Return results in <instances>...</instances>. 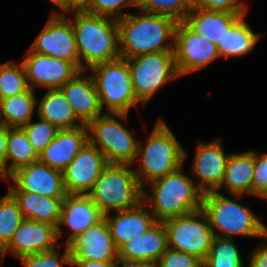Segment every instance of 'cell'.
<instances>
[{
  "label": "cell",
  "mask_w": 267,
  "mask_h": 267,
  "mask_svg": "<svg viewBox=\"0 0 267 267\" xmlns=\"http://www.w3.org/2000/svg\"><path fill=\"white\" fill-rule=\"evenodd\" d=\"M138 14L129 13L117 20L120 56L127 59L142 54L174 51L177 21L166 15L140 10ZM166 40H170L168 45L164 43Z\"/></svg>",
  "instance_id": "6da1fadb"
},
{
  "label": "cell",
  "mask_w": 267,
  "mask_h": 267,
  "mask_svg": "<svg viewBox=\"0 0 267 267\" xmlns=\"http://www.w3.org/2000/svg\"><path fill=\"white\" fill-rule=\"evenodd\" d=\"M69 20L73 25L81 71L121 57L117 20L86 11L74 12Z\"/></svg>",
  "instance_id": "7a4b0ae2"
},
{
  "label": "cell",
  "mask_w": 267,
  "mask_h": 267,
  "mask_svg": "<svg viewBox=\"0 0 267 267\" xmlns=\"http://www.w3.org/2000/svg\"><path fill=\"white\" fill-rule=\"evenodd\" d=\"M140 157V159H139ZM138 169L134 170L141 187L167 176L182 167L187 153L169 126L159 119L144 146L138 144Z\"/></svg>",
  "instance_id": "3957f363"
},
{
  "label": "cell",
  "mask_w": 267,
  "mask_h": 267,
  "mask_svg": "<svg viewBox=\"0 0 267 267\" xmlns=\"http://www.w3.org/2000/svg\"><path fill=\"white\" fill-rule=\"evenodd\" d=\"M181 170L151 182L152 196L143 190V202L153 205L151 212L159 222L201 209L203 193Z\"/></svg>",
  "instance_id": "277c9868"
},
{
  "label": "cell",
  "mask_w": 267,
  "mask_h": 267,
  "mask_svg": "<svg viewBox=\"0 0 267 267\" xmlns=\"http://www.w3.org/2000/svg\"><path fill=\"white\" fill-rule=\"evenodd\" d=\"M201 209L207 215L214 237L233 239V235H242L267 238V225L249 207L227 198L219 191L203 193ZM215 230L219 232L215 233Z\"/></svg>",
  "instance_id": "5b68a950"
},
{
  "label": "cell",
  "mask_w": 267,
  "mask_h": 267,
  "mask_svg": "<svg viewBox=\"0 0 267 267\" xmlns=\"http://www.w3.org/2000/svg\"><path fill=\"white\" fill-rule=\"evenodd\" d=\"M131 165L108 164L87 194L103 215L132 209L143 201V188Z\"/></svg>",
  "instance_id": "8992f818"
},
{
  "label": "cell",
  "mask_w": 267,
  "mask_h": 267,
  "mask_svg": "<svg viewBox=\"0 0 267 267\" xmlns=\"http://www.w3.org/2000/svg\"><path fill=\"white\" fill-rule=\"evenodd\" d=\"M99 98L101 110L107 106V113L127 118L129 109L139 102L133 90L131 73L127 59H118L100 63L90 68Z\"/></svg>",
  "instance_id": "52a82bcc"
},
{
  "label": "cell",
  "mask_w": 267,
  "mask_h": 267,
  "mask_svg": "<svg viewBox=\"0 0 267 267\" xmlns=\"http://www.w3.org/2000/svg\"><path fill=\"white\" fill-rule=\"evenodd\" d=\"M87 129L88 141L103 153L108 164L132 165L137 160L139 143L111 113L91 120Z\"/></svg>",
  "instance_id": "ba28073f"
},
{
  "label": "cell",
  "mask_w": 267,
  "mask_h": 267,
  "mask_svg": "<svg viewBox=\"0 0 267 267\" xmlns=\"http://www.w3.org/2000/svg\"><path fill=\"white\" fill-rule=\"evenodd\" d=\"M136 99L145 105L167 82L180 77L173 51L148 53L127 58Z\"/></svg>",
  "instance_id": "9c48e42d"
},
{
  "label": "cell",
  "mask_w": 267,
  "mask_h": 267,
  "mask_svg": "<svg viewBox=\"0 0 267 267\" xmlns=\"http://www.w3.org/2000/svg\"><path fill=\"white\" fill-rule=\"evenodd\" d=\"M168 247L194 255L204 261L214 238L207 215L202 209L163 221Z\"/></svg>",
  "instance_id": "30bf717a"
},
{
  "label": "cell",
  "mask_w": 267,
  "mask_h": 267,
  "mask_svg": "<svg viewBox=\"0 0 267 267\" xmlns=\"http://www.w3.org/2000/svg\"><path fill=\"white\" fill-rule=\"evenodd\" d=\"M173 53L179 76L200 70L220 58L217 46L197 34L184 21L177 22Z\"/></svg>",
  "instance_id": "8fae6325"
},
{
  "label": "cell",
  "mask_w": 267,
  "mask_h": 267,
  "mask_svg": "<svg viewBox=\"0 0 267 267\" xmlns=\"http://www.w3.org/2000/svg\"><path fill=\"white\" fill-rule=\"evenodd\" d=\"M29 49L33 52L72 62L80 69L73 25L67 15L52 13L47 24Z\"/></svg>",
  "instance_id": "7c38bea8"
},
{
  "label": "cell",
  "mask_w": 267,
  "mask_h": 267,
  "mask_svg": "<svg viewBox=\"0 0 267 267\" xmlns=\"http://www.w3.org/2000/svg\"><path fill=\"white\" fill-rule=\"evenodd\" d=\"M107 166L103 153L88 141L62 172L66 193L87 195Z\"/></svg>",
  "instance_id": "4fadbf2b"
},
{
  "label": "cell",
  "mask_w": 267,
  "mask_h": 267,
  "mask_svg": "<svg viewBox=\"0 0 267 267\" xmlns=\"http://www.w3.org/2000/svg\"><path fill=\"white\" fill-rule=\"evenodd\" d=\"M22 63L28 85L33 90L37 86L46 87L48 90L60 89L81 72L72 62L33 52L30 49Z\"/></svg>",
  "instance_id": "5bb4252c"
},
{
  "label": "cell",
  "mask_w": 267,
  "mask_h": 267,
  "mask_svg": "<svg viewBox=\"0 0 267 267\" xmlns=\"http://www.w3.org/2000/svg\"><path fill=\"white\" fill-rule=\"evenodd\" d=\"M14 181L9 192H31L40 196L65 198L67 193L63 182V173L50 168L39 160L19 168L7 180Z\"/></svg>",
  "instance_id": "9a60e30c"
},
{
  "label": "cell",
  "mask_w": 267,
  "mask_h": 267,
  "mask_svg": "<svg viewBox=\"0 0 267 267\" xmlns=\"http://www.w3.org/2000/svg\"><path fill=\"white\" fill-rule=\"evenodd\" d=\"M67 246L71 260L119 262V250L105 217L77 235Z\"/></svg>",
  "instance_id": "2e32d148"
},
{
  "label": "cell",
  "mask_w": 267,
  "mask_h": 267,
  "mask_svg": "<svg viewBox=\"0 0 267 267\" xmlns=\"http://www.w3.org/2000/svg\"><path fill=\"white\" fill-rule=\"evenodd\" d=\"M57 228L51 224L24 219L13 234L10 243L0 252L1 259L7 251L21 258L55 249Z\"/></svg>",
  "instance_id": "e0dca14e"
},
{
  "label": "cell",
  "mask_w": 267,
  "mask_h": 267,
  "mask_svg": "<svg viewBox=\"0 0 267 267\" xmlns=\"http://www.w3.org/2000/svg\"><path fill=\"white\" fill-rule=\"evenodd\" d=\"M228 157L221 139L198 144L192 173L199 179L196 186L202 193L217 191L221 187Z\"/></svg>",
  "instance_id": "ac0fdd59"
},
{
  "label": "cell",
  "mask_w": 267,
  "mask_h": 267,
  "mask_svg": "<svg viewBox=\"0 0 267 267\" xmlns=\"http://www.w3.org/2000/svg\"><path fill=\"white\" fill-rule=\"evenodd\" d=\"M168 248L167 232L163 222H157L148 231L126 242L119 249V264L157 263Z\"/></svg>",
  "instance_id": "d6986e66"
},
{
  "label": "cell",
  "mask_w": 267,
  "mask_h": 267,
  "mask_svg": "<svg viewBox=\"0 0 267 267\" xmlns=\"http://www.w3.org/2000/svg\"><path fill=\"white\" fill-rule=\"evenodd\" d=\"M88 142L87 125L58 130L54 140L38 155V160L63 172Z\"/></svg>",
  "instance_id": "ffe728a7"
},
{
  "label": "cell",
  "mask_w": 267,
  "mask_h": 267,
  "mask_svg": "<svg viewBox=\"0 0 267 267\" xmlns=\"http://www.w3.org/2000/svg\"><path fill=\"white\" fill-rule=\"evenodd\" d=\"M245 15L246 13L192 7L184 22L201 37L218 46L223 45L226 32Z\"/></svg>",
  "instance_id": "44dd1931"
},
{
  "label": "cell",
  "mask_w": 267,
  "mask_h": 267,
  "mask_svg": "<svg viewBox=\"0 0 267 267\" xmlns=\"http://www.w3.org/2000/svg\"><path fill=\"white\" fill-rule=\"evenodd\" d=\"M147 207L149 206L142 201L132 209L116 211L112 217L109 214L104 215L118 250L126 242L148 231L158 222Z\"/></svg>",
  "instance_id": "7402d4cb"
},
{
  "label": "cell",
  "mask_w": 267,
  "mask_h": 267,
  "mask_svg": "<svg viewBox=\"0 0 267 267\" xmlns=\"http://www.w3.org/2000/svg\"><path fill=\"white\" fill-rule=\"evenodd\" d=\"M103 217L104 215L88 195L67 194L62 204L57 238L62 233L61 224H65L72 231L67 239V245L77 235L96 224Z\"/></svg>",
  "instance_id": "603a6c76"
},
{
  "label": "cell",
  "mask_w": 267,
  "mask_h": 267,
  "mask_svg": "<svg viewBox=\"0 0 267 267\" xmlns=\"http://www.w3.org/2000/svg\"><path fill=\"white\" fill-rule=\"evenodd\" d=\"M82 72L67 81L60 90L72 106L76 117L87 125L91 120L102 115V110L93 77L82 76Z\"/></svg>",
  "instance_id": "cb8c5ba5"
},
{
  "label": "cell",
  "mask_w": 267,
  "mask_h": 267,
  "mask_svg": "<svg viewBox=\"0 0 267 267\" xmlns=\"http://www.w3.org/2000/svg\"><path fill=\"white\" fill-rule=\"evenodd\" d=\"M254 170V151L229 154L224 178L221 187L217 191L225 186L224 188L238 198L246 193L252 194Z\"/></svg>",
  "instance_id": "d4e9b609"
},
{
  "label": "cell",
  "mask_w": 267,
  "mask_h": 267,
  "mask_svg": "<svg viewBox=\"0 0 267 267\" xmlns=\"http://www.w3.org/2000/svg\"><path fill=\"white\" fill-rule=\"evenodd\" d=\"M17 201L25 219L58 227L64 198L40 196L31 192H9Z\"/></svg>",
  "instance_id": "484cf974"
},
{
  "label": "cell",
  "mask_w": 267,
  "mask_h": 267,
  "mask_svg": "<svg viewBox=\"0 0 267 267\" xmlns=\"http://www.w3.org/2000/svg\"><path fill=\"white\" fill-rule=\"evenodd\" d=\"M38 105V117L47 120L59 130L73 129L84 125L76 117L72 106L60 89L48 90Z\"/></svg>",
  "instance_id": "4316f807"
},
{
  "label": "cell",
  "mask_w": 267,
  "mask_h": 267,
  "mask_svg": "<svg viewBox=\"0 0 267 267\" xmlns=\"http://www.w3.org/2000/svg\"><path fill=\"white\" fill-rule=\"evenodd\" d=\"M11 161L8 162V161ZM38 160L28 136L22 127L9 128L6 144L5 179L19 168ZM10 163V165H9Z\"/></svg>",
  "instance_id": "83f0119b"
},
{
  "label": "cell",
  "mask_w": 267,
  "mask_h": 267,
  "mask_svg": "<svg viewBox=\"0 0 267 267\" xmlns=\"http://www.w3.org/2000/svg\"><path fill=\"white\" fill-rule=\"evenodd\" d=\"M34 90L29 89L23 93L0 100V123L9 128L23 127L32 120L33 110L38 99Z\"/></svg>",
  "instance_id": "f1b7e54d"
},
{
  "label": "cell",
  "mask_w": 267,
  "mask_h": 267,
  "mask_svg": "<svg viewBox=\"0 0 267 267\" xmlns=\"http://www.w3.org/2000/svg\"><path fill=\"white\" fill-rule=\"evenodd\" d=\"M243 16L228 32L223 39V45H218L220 57L225 59L235 56H243L252 51L260 39L259 34L244 21Z\"/></svg>",
  "instance_id": "f546056e"
},
{
  "label": "cell",
  "mask_w": 267,
  "mask_h": 267,
  "mask_svg": "<svg viewBox=\"0 0 267 267\" xmlns=\"http://www.w3.org/2000/svg\"><path fill=\"white\" fill-rule=\"evenodd\" d=\"M203 267H244L233 239L214 237Z\"/></svg>",
  "instance_id": "4dcf8cb0"
},
{
  "label": "cell",
  "mask_w": 267,
  "mask_h": 267,
  "mask_svg": "<svg viewBox=\"0 0 267 267\" xmlns=\"http://www.w3.org/2000/svg\"><path fill=\"white\" fill-rule=\"evenodd\" d=\"M24 219L17 201L8 192L0 200V252L10 243Z\"/></svg>",
  "instance_id": "1f68e13d"
},
{
  "label": "cell",
  "mask_w": 267,
  "mask_h": 267,
  "mask_svg": "<svg viewBox=\"0 0 267 267\" xmlns=\"http://www.w3.org/2000/svg\"><path fill=\"white\" fill-rule=\"evenodd\" d=\"M23 63L0 64V100L29 90Z\"/></svg>",
  "instance_id": "d6a6232c"
},
{
  "label": "cell",
  "mask_w": 267,
  "mask_h": 267,
  "mask_svg": "<svg viewBox=\"0 0 267 267\" xmlns=\"http://www.w3.org/2000/svg\"><path fill=\"white\" fill-rule=\"evenodd\" d=\"M146 13L166 15L184 21L192 9L191 0H137V7Z\"/></svg>",
  "instance_id": "836d02e7"
},
{
  "label": "cell",
  "mask_w": 267,
  "mask_h": 267,
  "mask_svg": "<svg viewBox=\"0 0 267 267\" xmlns=\"http://www.w3.org/2000/svg\"><path fill=\"white\" fill-rule=\"evenodd\" d=\"M39 122L30 120L22 128L26 132L30 143L37 155H39L55 138L59 129L47 120L39 118Z\"/></svg>",
  "instance_id": "e575fe53"
},
{
  "label": "cell",
  "mask_w": 267,
  "mask_h": 267,
  "mask_svg": "<svg viewBox=\"0 0 267 267\" xmlns=\"http://www.w3.org/2000/svg\"><path fill=\"white\" fill-rule=\"evenodd\" d=\"M25 267H62V263L71 264L70 253L68 246L65 247V252L59 259V252L55 249L43 251L33 255H27L19 258Z\"/></svg>",
  "instance_id": "d590c367"
},
{
  "label": "cell",
  "mask_w": 267,
  "mask_h": 267,
  "mask_svg": "<svg viewBox=\"0 0 267 267\" xmlns=\"http://www.w3.org/2000/svg\"><path fill=\"white\" fill-rule=\"evenodd\" d=\"M126 6L137 7V0H92L86 12L119 20L126 14L118 11Z\"/></svg>",
  "instance_id": "8d00e7d4"
},
{
  "label": "cell",
  "mask_w": 267,
  "mask_h": 267,
  "mask_svg": "<svg viewBox=\"0 0 267 267\" xmlns=\"http://www.w3.org/2000/svg\"><path fill=\"white\" fill-rule=\"evenodd\" d=\"M157 265L158 267H203V261L194 255L168 247Z\"/></svg>",
  "instance_id": "74e56055"
},
{
  "label": "cell",
  "mask_w": 267,
  "mask_h": 267,
  "mask_svg": "<svg viewBox=\"0 0 267 267\" xmlns=\"http://www.w3.org/2000/svg\"><path fill=\"white\" fill-rule=\"evenodd\" d=\"M254 163L252 195L267 199V154L260 156L254 151Z\"/></svg>",
  "instance_id": "f35d334b"
},
{
  "label": "cell",
  "mask_w": 267,
  "mask_h": 267,
  "mask_svg": "<svg viewBox=\"0 0 267 267\" xmlns=\"http://www.w3.org/2000/svg\"><path fill=\"white\" fill-rule=\"evenodd\" d=\"M192 7L221 10L230 13H247V7L239 0H191Z\"/></svg>",
  "instance_id": "ab89813d"
},
{
  "label": "cell",
  "mask_w": 267,
  "mask_h": 267,
  "mask_svg": "<svg viewBox=\"0 0 267 267\" xmlns=\"http://www.w3.org/2000/svg\"><path fill=\"white\" fill-rule=\"evenodd\" d=\"M8 127L0 123V176L5 180V158L7 144Z\"/></svg>",
  "instance_id": "60d3db41"
},
{
  "label": "cell",
  "mask_w": 267,
  "mask_h": 267,
  "mask_svg": "<svg viewBox=\"0 0 267 267\" xmlns=\"http://www.w3.org/2000/svg\"><path fill=\"white\" fill-rule=\"evenodd\" d=\"M249 267H267V244L263 243L252 252Z\"/></svg>",
  "instance_id": "b9f144b4"
},
{
  "label": "cell",
  "mask_w": 267,
  "mask_h": 267,
  "mask_svg": "<svg viewBox=\"0 0 267 267\" xmlns=\"http://www.w3.org/2000/svg\"><path fill=\"white\" fill-rule=\"evenodd\" d=\"M92 0H65L64 15L77 11H86Z\"/></svg>",
  "instance_id": "7bdbcfd3"
},
{
  "label": "cell",
  "mask_w": 267,
  "mask_h": 267,
  "mask_svg": "<svg viewBox=\"0 0 267 267\" xmlns=\"http://www.w3.org/2000/svg\"><path fill=\"white\" fill-rule=\"evenodd\" d=\"M71 266L75 267H119V262H102L97 260H71Z\"/></svg>",
  "instance_id": "ee69618b"
},
{
  "label": "cell",
  "mask_w": 267,
  "mask_h": 267,
  "mask_svg": "<svg viewBox=\"0 0 267 267\" xmlns=\"http://www.w3.org/2000/svg\"><path fill=\"white\" fill-rule=\"evenodd\" d=\"M122 267H158L157 263L154 262H141V263H126L120 264Z\"/></svg>",
  "instance_id": "f6af8a7d"
},
{
  "label": "cell",
  "mask_w": 267,
  "mask_h": 267,
  "mask_svg": "<svg viewBox=\"0 0 267 267\" xmlns=\"http://www.w3.org/2000/svg\"><path fill=\"white\" fill-rule=\"evenodd\" d=\"M50 1H52L53 3H55L57 6H59V8H61L62 9V13H57V14H60V15H64V1L65 0H50Z\"/></svg>",
  "instance_id": "bcb514c9"
}]
</instances>
